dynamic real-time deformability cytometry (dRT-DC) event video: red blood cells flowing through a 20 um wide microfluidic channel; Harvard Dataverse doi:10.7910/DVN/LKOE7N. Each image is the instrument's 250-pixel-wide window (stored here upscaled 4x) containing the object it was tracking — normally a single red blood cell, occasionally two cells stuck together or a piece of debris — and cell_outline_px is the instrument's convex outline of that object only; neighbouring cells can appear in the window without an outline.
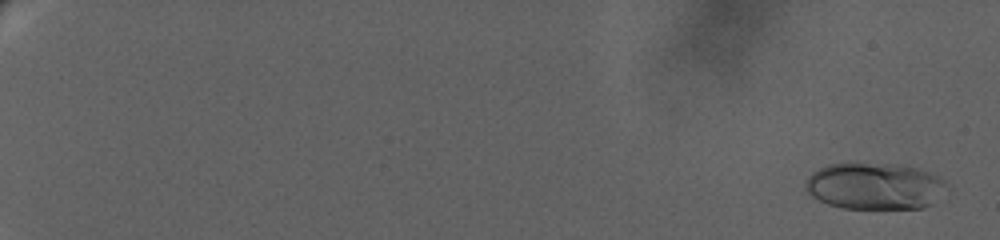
{"species": "human", "species_latin": "Homo sapiens", "temperature_condition": "warm", "stored_images_in_passage": 74, "camera_frame_rate_fps": 3000, "um_per_image_px": 0.085, "donor": {"sex": "female"}, "frame": {"image": 1, "passage_image": 6, "time_ms": 0.667, "image_size_px": [1000, 240], "cell_outline_px": [[948, 184], [932, 204], [920, 208], [844, 208], [828, 204], [812, 196], [804, 188], [804, 180], [812, 172], [828, 164], [896, 164], [916, 168], [940, 176]], "centroid_in_image_um": [74.32, 15.82], "position_along_channel_um": 10.7, "area_um2": 38.15}}
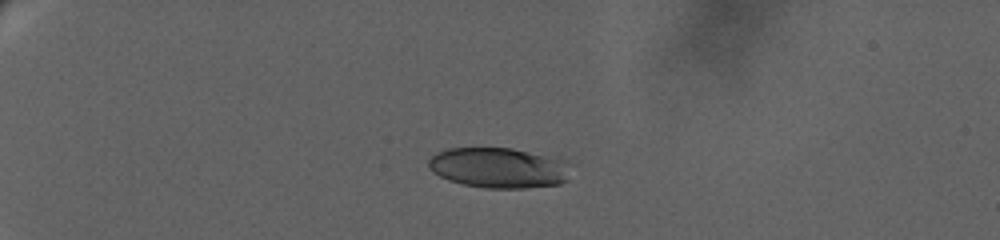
{"frame": {"image": 2, "passage_image": 47, "time_ms": 7.0, "image_size_px": [1000, 240], "cell_outline_px": [[572, 164], [568, 180], [560, 184], [524, 188], [484, 188], [464, 184], [448, 180], [432, 172], [428, 168], [428, 160], [436, 152], [448, 148], [512, 148], [564, 160]], "centroid_in_image_um": [42.41, 14.27], "position_along_channel_um": 42.6, "area_um2": 33.7}}
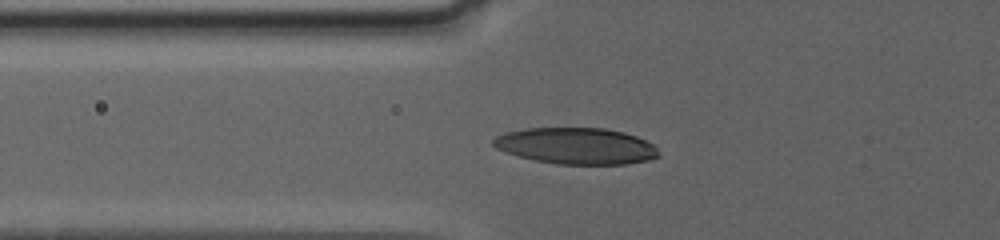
{"frame": {"image": 3, "passage_image": 69, "time_ms": 10.333, "image_size_px": [1000, 240], "cell_outline_px": [[660, 156], [648, 160], [624, 164], [556, 164], [536, 160], [504, 152], [496, 148], [492, 144], [492, 140], [496, 136], [504, 132], [524, 128], [604, 128], [624, 132], [636, 136], [652, 144], [656, 148]], "centroid_in_image_um": [48.95, 12.4], "position_along_channel_um": 76.9, "area_um2": 35.03}}